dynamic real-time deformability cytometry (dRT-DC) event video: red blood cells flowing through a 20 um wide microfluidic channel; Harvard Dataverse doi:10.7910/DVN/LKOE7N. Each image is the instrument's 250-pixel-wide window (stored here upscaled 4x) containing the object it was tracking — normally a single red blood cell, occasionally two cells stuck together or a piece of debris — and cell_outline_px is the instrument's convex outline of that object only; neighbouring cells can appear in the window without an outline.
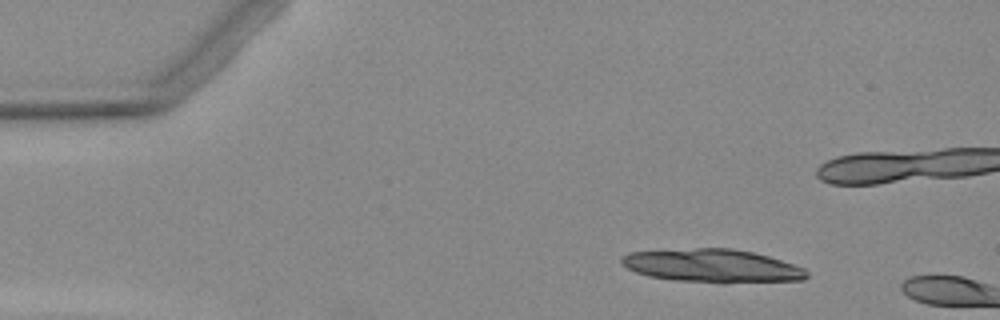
{"species": "Egyptian fruit bat (a non-hibernating species)", "species_latin": "Rousettus aegyptiacus", "temperature_condition": "warm", "stored_images_in_passage": 3, "camera_frame_rate_fps": 3000, "um_per_image_px": 0.085, "animal": {"sex": "female"}, "frame": {"image": 1, "passage_image": 2, "time_ms": 1.0, "image_size_px": [1000, 320], "cell_outline_px": [[808, 276], [804, 280], [724, 284], [720, 284], [672, 280], [648, 276], [636, 272], [628, 268], [620, 260], [620, 256], [628, 252], [696, 248], [732, 248], [752, 252], [768, 256], [804, 268], [808, 272]], "centroid_in_image_um": [60.55, 22.61], "position_along_channel_um": 24.4, "area_um2": 36.41}}